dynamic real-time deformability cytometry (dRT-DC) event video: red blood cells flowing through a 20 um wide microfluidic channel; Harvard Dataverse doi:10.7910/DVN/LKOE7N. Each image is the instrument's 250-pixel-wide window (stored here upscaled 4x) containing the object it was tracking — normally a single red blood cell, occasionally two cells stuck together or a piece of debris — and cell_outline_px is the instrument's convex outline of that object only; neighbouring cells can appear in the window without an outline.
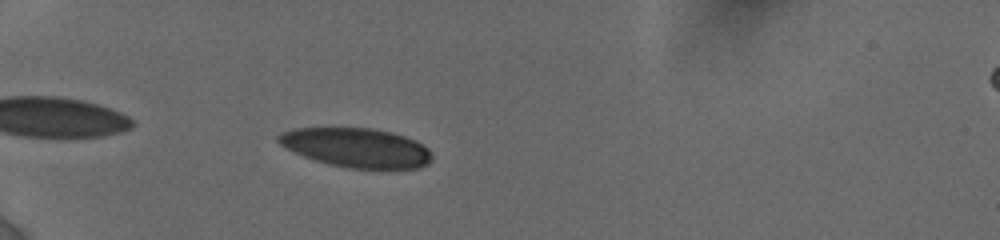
{"species": "human", "species_latin": "Homo sapiens", "temperature_condition": "cold", "stored_images_in_passage": 13, "camera_frame_rate_fps": 3000, "um_per_image_px": 0.085, "donor": {"sex": "female"}, "frame": {"image": 1, "passage_image": 4, "time_ms": 1.0, "image_size_px": [1000, 240], "cell_outline_px": [[432, 160], [428, 164], [420, 168], [348, 168], [328, 164], [292, 152], [284, 148], [276, 140], [276, 136], [280, 132], [296, 128], [372, 128], [392, 132], [416, 140], [428, 148], [432, 156]], "centroid_in_image_um": [30.28, 12.55], "position_along_channel_um": 54.7, "area_um2": 35.32}}
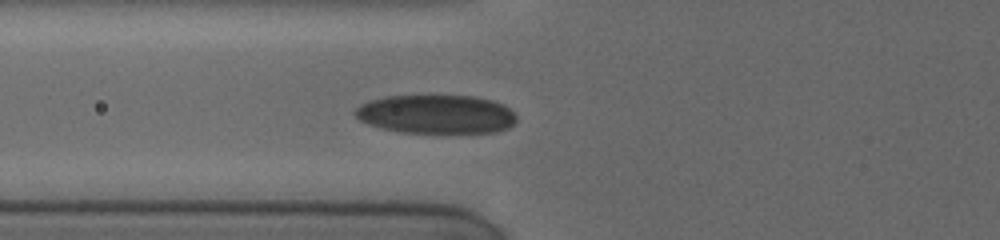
{"frame": {"image": 2, "passage_image": 11, "time_ms": 2.667, "image_size_px": [1000, 240], "cell_outline_px": [[516, 120], [508, 128], [496, 132], [400, 132], [380, 128], [368, 124], [360, 120], [352, 112], [360, 104], [372, 100], [388, 96], [472, 96], [492, 100], [508, 108], [516, 116]], "centroid_in_image_um": [37.04, 9.71], "position_along_channel_um": 88.8, "area_um2": 36.13}}